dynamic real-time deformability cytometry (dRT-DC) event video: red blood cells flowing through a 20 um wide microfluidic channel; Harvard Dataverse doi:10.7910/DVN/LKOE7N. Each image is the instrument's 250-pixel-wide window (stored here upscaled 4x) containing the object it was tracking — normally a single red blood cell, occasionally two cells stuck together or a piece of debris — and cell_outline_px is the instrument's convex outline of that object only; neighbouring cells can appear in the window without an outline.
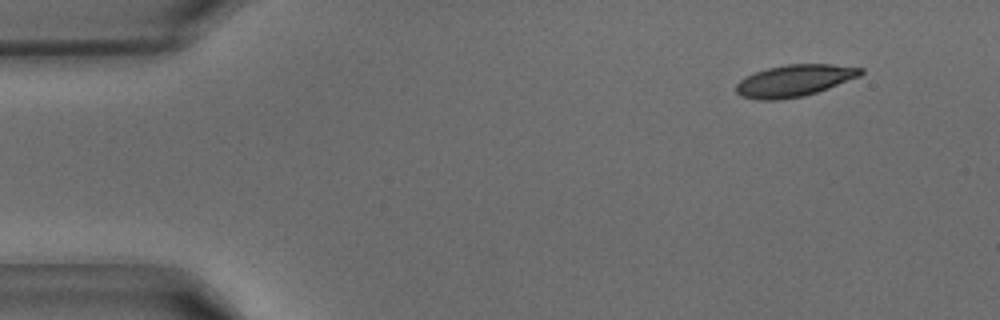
{"species": "common noctule bat (a hibernating species)", "species_latin": "Nyctalus noctula", "temperature_condition": "warm", "stored_images_in_passage": 10, "camera_frame_rate_fps": 3000, "um_per_image_px": 0.085, "animal": {"sex": "male", "body_mass_g": 15.6}, "frame": {"image": 1, "passage_image": 4, "time_ms": 1.0, "image_size_px": [1000, 320], "cell_outline_px": [[864, 72], [860, 76], [828, 88], [804, 96], [776, 100], [760, 100], [740, 96], [736, 92], [736, 84], [740, 80], [756, 72], [768, 68], [788, 64], [832, 64], [864, 68]], "centroid_in_image_um": [67.54, 6.85], "position_along_channel_um": 17.5, "area_um2": 22.95}}